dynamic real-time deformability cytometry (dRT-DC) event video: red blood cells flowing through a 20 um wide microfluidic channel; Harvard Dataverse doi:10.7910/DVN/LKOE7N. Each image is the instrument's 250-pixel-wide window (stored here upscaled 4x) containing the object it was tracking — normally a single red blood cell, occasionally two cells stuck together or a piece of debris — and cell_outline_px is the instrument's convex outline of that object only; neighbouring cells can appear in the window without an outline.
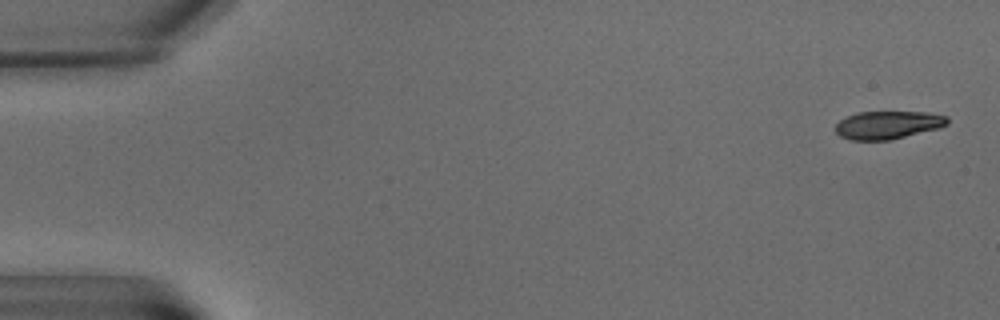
{"species": "common noctule bat (a hibernating species)", "species_latin": "Nyctalus noctula", "temperature_condition": "warm", "stored_images_in_passage": 7, "camera_frame_rate_fps": 3000, "um_per_image_px": 0.085, "animal": {"sex": "male", "body_mass_g": 15.6}, "frame": {"image": 1, "passage_image": 1, "time_ms": 0.0, "image_size_px": [1000, 320], "cell_outline_px": [[948, 124], [940, 128], [888, 140], [848, 140], [840, 136], [836, 132], [836, 124], [840, 120], [856, 112], [928, 112], [948, 116]], "centroid_in_image_um": [75.48, 10.62], "position_along_channel_um": 9.5, "area_um2": 18.26}}
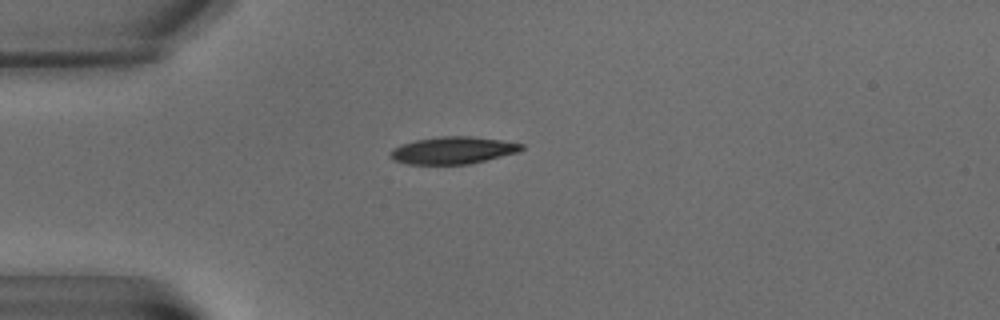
{"frame": {"image": 2, "passage_image": 6, "time_ms": 5.667, "image_size_px": [1000, 320], "cell_outline_px": [[524, 148], [520, 152], [468, 164], [408, 164], [392, 160], [388, 156], [388, 152], [392, 148], [400, 144], [416, 140], [440, 136], [472, 136], [500, 140], [524, 144]], "centroid_in_image_um": [38.46, 12.78], "position_along_channel_um": 46.5, "area_um2": 20.98}}